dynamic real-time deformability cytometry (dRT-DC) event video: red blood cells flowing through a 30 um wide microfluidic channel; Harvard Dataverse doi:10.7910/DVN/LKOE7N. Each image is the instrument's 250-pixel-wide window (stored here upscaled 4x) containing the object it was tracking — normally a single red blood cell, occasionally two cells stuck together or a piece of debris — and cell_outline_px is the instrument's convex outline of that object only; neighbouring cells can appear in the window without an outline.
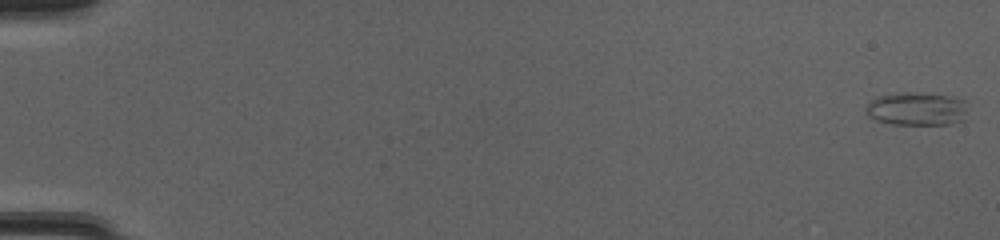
{"species": "common noctule bat (a hibernating species)", "species_latin": "Nyctalus noctula", "temperature_condition": "cold", "stored_images_in_passage": 52, "camera_frame_rate_fps": 3000, "um_per_image_px": 0.085, "animal": {"sex": "female", "body_mass_g": 20.0, "forearm_length_mm": 54.0}, "frame": {"image": 1, "passage_image": 1, "time_ms": 0.0, "image_size_px": [1000, 240], "cell_outline_px": [[964, 120], [952, 124], [892, 124], [876, 120], [868, 116], [864, 112], [864, 108], [876, 96], [904, 92], [920, 92], [952, 96], [964, 100]], "centroid_in_image_um": [77.87, 9.24], "position_along_channel_um": 7.1, "area_um2": 19.83}}
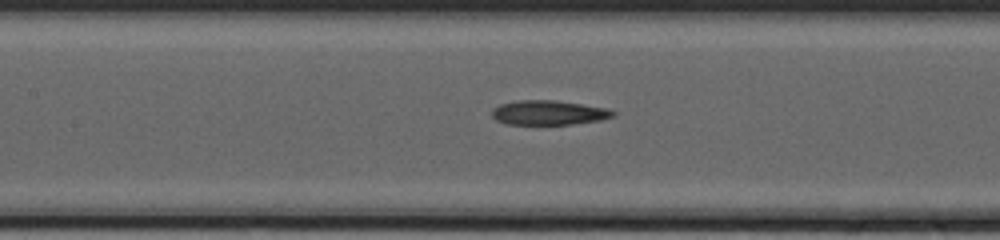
{"frame": {"image": 2, "passage_image": 26, "time_ms": 8.333, "image_size_px": [1000, 240], "cell_outline_px": [[616, 116], [600, 120], [572, 124], [508, 124], [496, 120], [492, 116], [492, 108], [500, 104], [516, 100], [556, 100], [608, 108], [616, 112]], "centroid_in_image_um": [46.65, 9.57], "position_along_channel_um": 160.8, "area_um2": 17.4}}
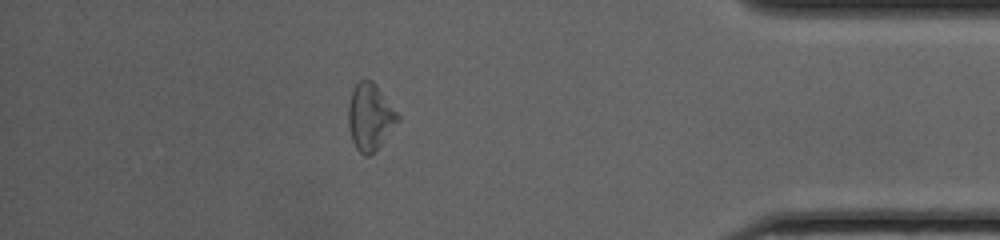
{"frame": {"image": 3, "passage_image": 46, "time_ms": 15.0, "image_size_px": [1000, 240], "cell_outline_px": [[400, 120], [380, 144], [368, 156], [364, 156], [356, 148], [352, 140], [348, 124], [348, 104], [352, 92], [356, 84], [360, 80], [372, 80], [376, 84], [400, 116]], "centroid_in_image_um": [31.45, 9.92], "position_along_channel_um": 403.8, "area_um2": 18.96}, "authors_computed_cell_mechanics": {"area_um2": 18.5827, "velocity_mm_per_s": 4.1513, "shape_relaxation_time_tau1_ms": null, "shape_relaxation_time_tau2_ms": 6.5394, "deformation_change_tau1": null, "deformation_change_tau2": 0.1801}}